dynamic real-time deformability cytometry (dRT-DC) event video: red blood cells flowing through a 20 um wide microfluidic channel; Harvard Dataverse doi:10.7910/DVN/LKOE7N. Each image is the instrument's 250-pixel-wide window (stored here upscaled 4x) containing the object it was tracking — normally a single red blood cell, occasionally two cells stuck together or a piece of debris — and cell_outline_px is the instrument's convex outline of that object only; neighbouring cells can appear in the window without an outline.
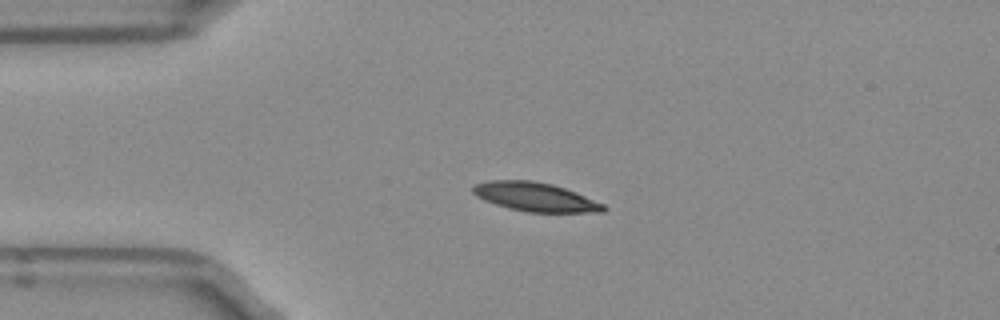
{"species": "Egyptian fruit bat (a non-hibernating species)", "species_latin": "Rousettus aegyptiacus", "temperature_condition": "room temperature", "stored_images_in_passage": 40, "camera_frame_rate_fps": 3000, "um_per_image_px": 0.085, "frame": {"image": 1, "passage_image": 1, "time_ms": 0.0, "image_size_px": [1000, 320], "cell_outline_px": [[608, 208], [604, 212], [528, 212], [508, 208], [484, 200], [476, 196], [472, 192], [472, 188], [476, 184], [488, 180], [532, 180], [552, 184], [564, 188], [604, 204]], "centroid_in_image_um": [45.48, 16.74], "position_along_channel_um": 39.5, "area_um2": 21.85}}
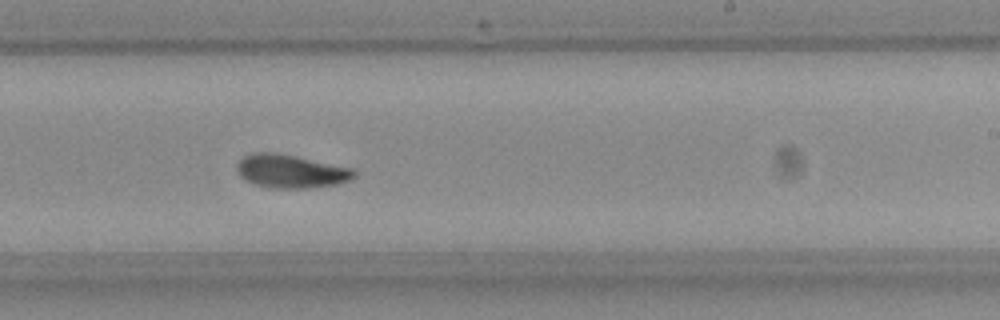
{"frame": {"image": 2, "passage_image": 20, "time_ms": 6.333, "image_size_px": [1000, 320], "cell_outline_px": [[356, 176], [352, 180], [336, 184], [312, 188], [268, 188], [256, 184], [240, 176], [236, 168], [236, 164], [244, 156], [256, 152], [268, 152], [296, 156], [352, 168], [356, 172]], "centroid_in_image_um": [24.75, 14.57], "position_along_channel_um": 264.3, "area_um2": 22.72}}
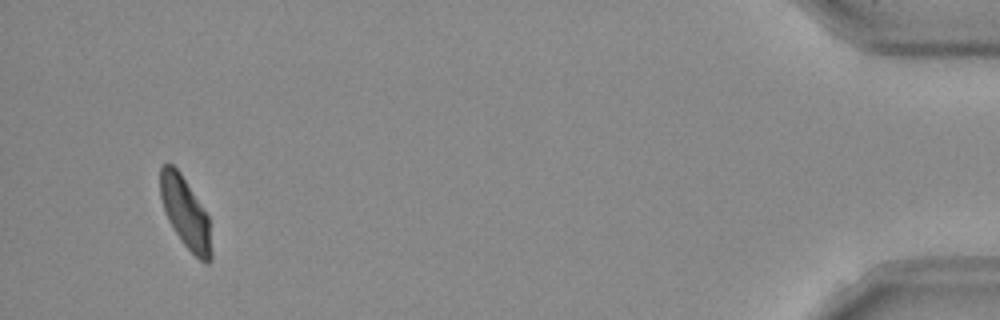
{"frame": {"image": 3, "passage_image": 38, "time_ms": 12.333, "image_size_px": [1000, 320], "cell_outline_px": [[212, 260], [208, 264], [204, 264], [180, 240], [168, 220], [160, 196], [160, 168], [164, 164], [172, 164], [180, 172], [208, 216], [212, 252]], "centroid_in_image_um": [15.76, 18.12], "position_along_channel_um": 419.4, "area_um2": 20.87}, "authors_computed_cell_mechanics": {"area_um2": 21.8484, "velocity_mm_per_s": 3.9385, "shape_relaxation_time_tau1_ms": 2.4684, "shape_relaxation_time_tau2_ms": 3.7036, "deformation_change_tau1": 0.1432, "deformation_change_tau2": 0.096}}